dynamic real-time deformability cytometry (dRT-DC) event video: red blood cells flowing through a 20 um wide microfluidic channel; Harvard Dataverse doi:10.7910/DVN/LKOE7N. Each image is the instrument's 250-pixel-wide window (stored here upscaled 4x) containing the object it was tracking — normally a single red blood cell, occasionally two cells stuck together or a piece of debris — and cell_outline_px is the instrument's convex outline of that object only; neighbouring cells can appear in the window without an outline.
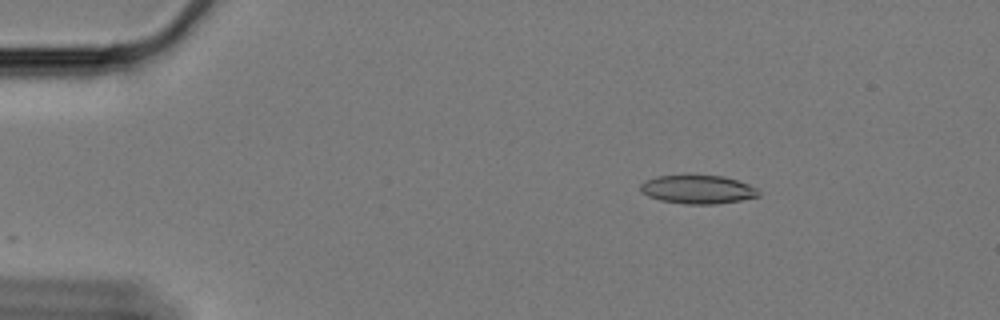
{"species": "Egyptian fruit bat (a non-hibernating species)", "species_latin": "Rousettus aegyptiacus", "temperature_condition": "cold", "stored_images_in_passage": 52, "camera_frame_rate_fps": 3000, "um_per_image_px": 0.085, "animal": {"sex": "female"}, "frame": {"image": 1, "passage_image": 2, "time_ms": 0.333, "image_size_px": [1000, 320], "cell_outline_px": [[760, 196], [740, 200], [716, 204], [684, 204], [660, 200], [648, 196], [640, 192], [640, 184], [644, 180], [656, 176], [688, 172], [724, 176], [748, 184], [756, 188], [760, 192]], "centroid_in_image_um": [59.25, 16.05], "position_along_channel_um": 25.7, "area_um2": 20.58}}
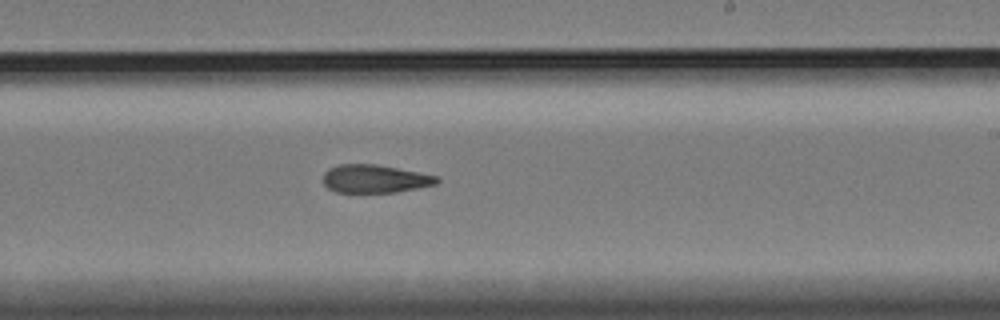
{"frame": {"image": 2, "passage_image": 29, "time_ms": 9.333, "image_size_px": [1000, 320], "cell_outline_px": [[440, 180], [436, 184], [396, 192], [336, 192], [328, 188], [324, 184], [324, 172], [328, 168], [340, 164], [376, 164], [420, 172], [440, 176]], "centroid_in_image_um": [31.88, 15.19], "position_along_channel_um": 257.1, "area_um2": 18.67}}
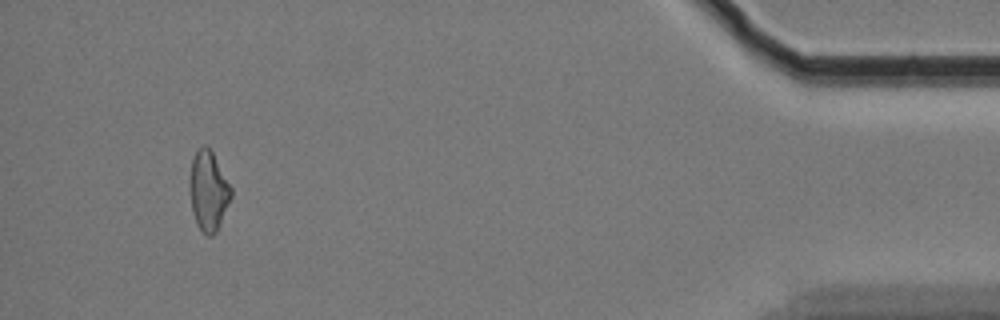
{"frame": {"image": 3, "passage_image": 49, "time_ms": 16.0, "image_size_px": [1000, 320], "cell_outline_px": [[232, 196], [220, 224], [216, 232], [212, 236], [208, 236], [200, 228], [196, 220], [192, 208], [188, 188], [188, 180], [192, 156], [204, 144], [212, 152], [232, 188]], "centroid_in_image_um": [17.7, 16.2], "position_along_channel_um": 417.5, "area_um2": 19.19}, "authors_computed_cell_mechanics": {"area_um2": 19.5942, "velocity_mm_per_s": 3.3603, "shape_relaxation_time_tau1_ms": null, "shape_relaxation_time_tau2_ms": 4.104, "deformation_change_tau1": null, "deformation_change_tau2": 0.1279}}